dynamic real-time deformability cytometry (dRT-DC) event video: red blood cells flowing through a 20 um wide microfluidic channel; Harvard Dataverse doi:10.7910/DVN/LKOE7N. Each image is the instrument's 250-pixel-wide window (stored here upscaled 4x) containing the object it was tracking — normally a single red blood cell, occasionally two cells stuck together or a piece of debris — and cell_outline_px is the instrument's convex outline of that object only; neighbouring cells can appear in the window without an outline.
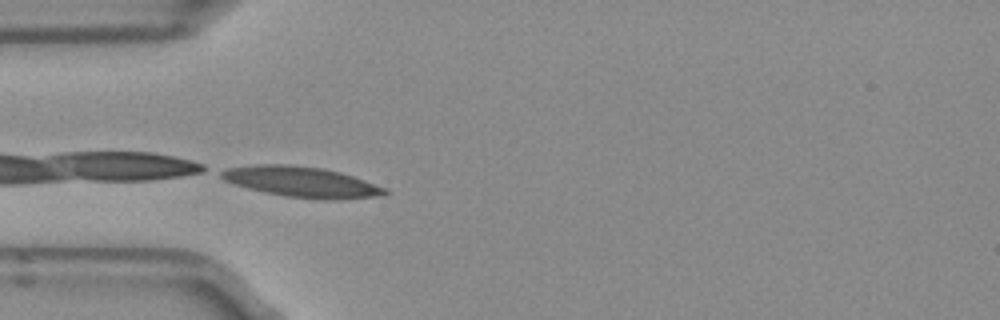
{"species": "Egyptian fruit bat (a non-hibernating species)", "species_latin": "Rousettus aegyptiacus", "temperature_condition": "room temperature", "stored_images_in_passage": 37, "camera_frame_rate_fps": 3000, "um_per_image_px": 0.085, "frame": {"image": 1, "passage_image": 1, "time_ms": 0.0, "image_size_px": [1000, 320], "cell_outline_px": [[392, 192], [384, 196], [336, 200], [320, 200], [288, 196], [264, 192], [248, 188], [224, 180], [220, 176], [220, 172], [228, 168], [256, 164], [284, 164], [324, 168], [340, 172], [388, 188]], "centroid_in_image_um": [25.72, 15.47], "position_along_channel_um": 59.3, "area_um2": 29.3}}
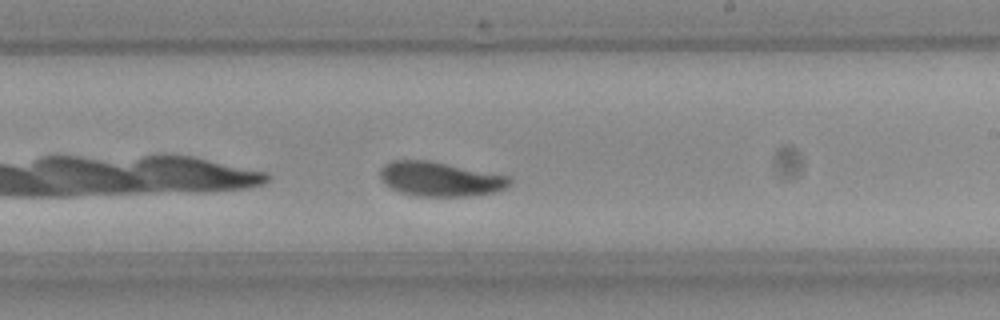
{"frame": {"image": 2, "passage_image": 16, "time_ms": 5.0, "image_size_px": [1000, 320], "cell_outline_px": [[512, 184], [496, 192], [468, 196], [416, 196], [400, 192], [384, 184], [380, 176], [380, 168], [384, 164], [392, 160], [428, 160], [512, 176]], "centroid_in_image_um": [37.43, 15.21], "position_along_channel_um": 251.6, "area_um2": 26.24}}
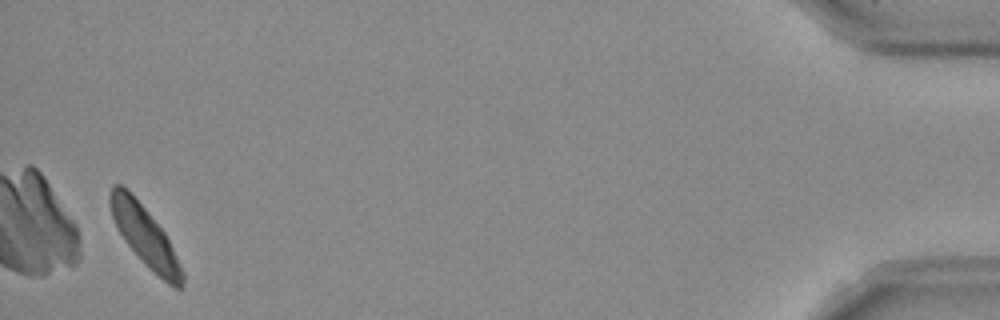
{"frame": {"image": 3, "passage_image": 36, "time_ms": 11.667, "image_size_px": [1000, 320], "cell_outline_px": [[184, 288], [176, 288], [168, 284], [148, 268], [124, 240], [112, 216], [108, 200], [108, 196], [112, 184], [120, 184], [128, 188], [164, 232], [184, 272]], "centroid_in_image_um": [12.31, 20.06], "position_along_channel_um": 422.9, "area_um2": 24.97}, "authors_computed_cell_mechanics": {"area_um2": 25.8944, "velocity_mm_per_s": 3.884, "shape_relaxation_time_tau1_ms": 3.8993, "shape_relaxation_time_tau2_ms": 4.3771, "deformation_change_tau1": 0.1142, "deformation_change_tau2": 0.086}}